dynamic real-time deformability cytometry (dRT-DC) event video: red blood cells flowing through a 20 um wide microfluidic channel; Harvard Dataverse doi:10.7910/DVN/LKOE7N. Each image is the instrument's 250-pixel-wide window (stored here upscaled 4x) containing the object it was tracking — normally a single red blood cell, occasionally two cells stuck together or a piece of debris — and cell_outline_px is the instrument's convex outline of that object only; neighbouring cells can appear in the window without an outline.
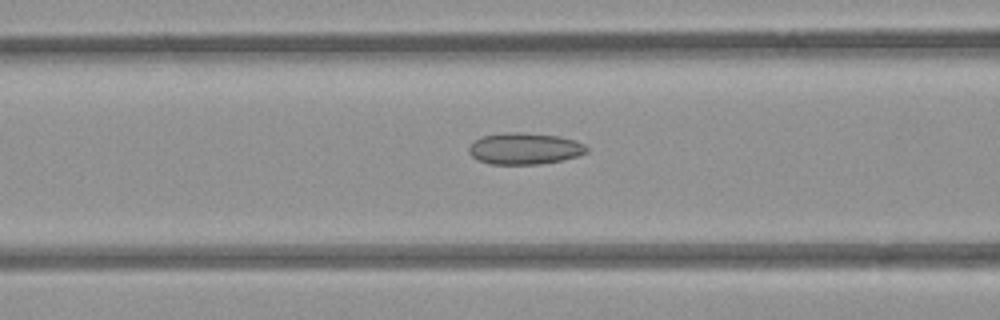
{"species": "common noctule bat (a hibernating species)", "species_latin": "Nyctalus noctula", "temperature_condition": "room temperature", "stored_images_in_passage": 20, "camera_frame_rate_fps": 3000, "um_per_image_px": 0.085, "animal": {"sex": "female", "body_mass_g": 21.9}, "frame": {"image": 1, "passage_image": 15, "time_ms": 4.667, "image_size_px": [1000, 320], "cell_outline_px": [[588, 152], [576, 156], [560, 160], [540, 164], [492, 164], [476, 160], [468, 152], [468, 148], [480, 136], [512, 132], [520, 132], [560, 136], [576, 140], [584, 144], [588, 148]], "centroid_in_image_um": [44.59, 12.63], "position_along_channel_um": 122.0, "area_um2": 21.62}}